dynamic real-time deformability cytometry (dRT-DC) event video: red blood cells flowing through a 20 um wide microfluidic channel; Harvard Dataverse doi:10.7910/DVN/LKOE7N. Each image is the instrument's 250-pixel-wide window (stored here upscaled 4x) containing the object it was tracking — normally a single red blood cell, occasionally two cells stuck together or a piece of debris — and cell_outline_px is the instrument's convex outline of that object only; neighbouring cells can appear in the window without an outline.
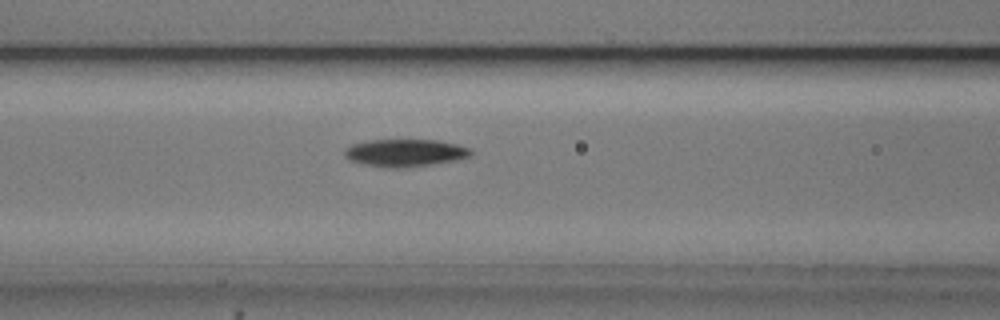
{"species": "common noctule bat (a hibernating species)", "species_latin": "Nyctalus noctula", "temperature_condition": "cold", "stored_images_in_passage": 54, "camera_frame_rate_fps": 3000, "um_per_image_px": 0.085, "animal": {"sex": "male", "body_mass_g": 20.5, "forearm_length_mm": 52.5}, "frame": {"image": 1, "passage_image": 22, "time_ms": 7.0, "image_size_px": [1000, 320], "cell_outline_px": [[472, 152], [468, 156], [456, 160], [432, 164], [400, 168], [384, 168], [364, 164], [348, 160], [344, 156], [344, 148], [352, 144], [368, 140], [436, 140], [456, 144], [468, 148]], "centroid_in_image_um": [34.35, 12.99], "position_along_channel_um": 132.2, "area_um2": 20.17}}
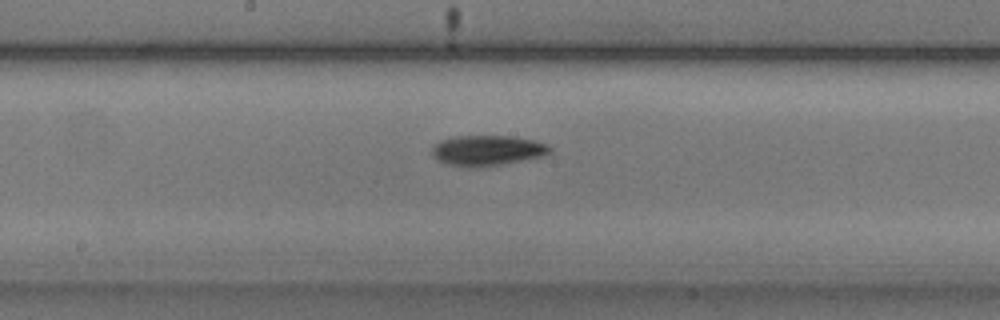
{"frame": {"image": 2, "passage_image": 28, "time_ms": 9.0, "image_size_px": [1000, 320], "cell_outline_px": [[552, 152], [544, 156], [504, 164], [468, 168], [448, 164], [436, 160], [432, 156], [432, 148], [440, 140], [456, 136], [512, 136], [532, 140], [548, 144], [552, 148]], "centroid_in_image_um": [41.43, 12.8], "position_along_channel_um": 206.8, "area_um2": 21.04}}
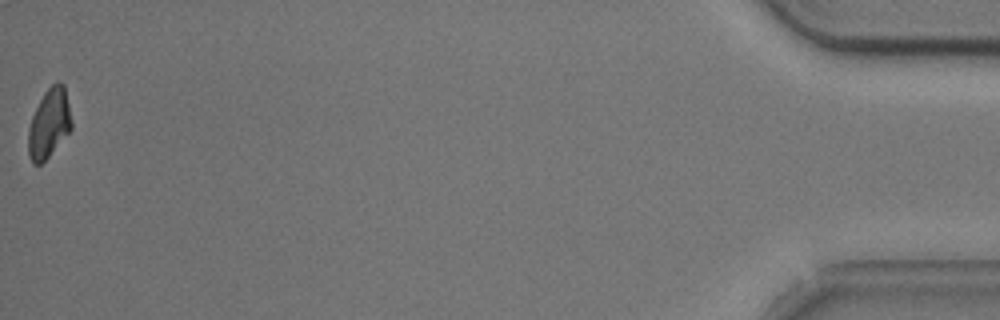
{"frame": {"image": 3, "passage_image": 54, "time_ms": 17.667, "image_size_px": [1000, 320], "cell_outline_px": [[72, 128], [48, 156], [40, 164], [32, 164], [28, 152], [28, 128], [32, 116], [44, 92], [56, 80], [60, 80], [64, 84], [72, 120]], "centroid_in_image_um": [4.17, 10.45], "position_along_channel_um": 431.0, "area_um2": 17.34}, "authors_computed_cell_mechanics": {"area_um2": 19.3052, "velocity_mm_per_s": 3.7253, "shape_relaxation_time_tau1_ms": 2.7331, "shape_relaxation_time_tau2_ms": null, "deformation_change_tau1": 0.1248, "deformation_change_tau2": null}}